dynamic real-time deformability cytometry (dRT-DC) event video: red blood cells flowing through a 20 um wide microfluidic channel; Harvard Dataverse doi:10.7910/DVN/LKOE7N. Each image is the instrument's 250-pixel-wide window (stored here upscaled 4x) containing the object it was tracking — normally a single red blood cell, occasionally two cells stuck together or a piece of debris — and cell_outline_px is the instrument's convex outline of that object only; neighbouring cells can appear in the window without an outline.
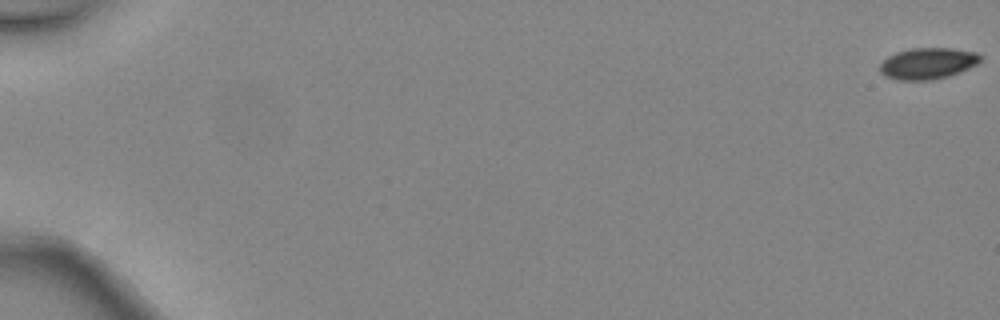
{"species": "common noctule bat (a hibernating species)", "species_latin": "Nyctalus noctula", "temperature_condition": "warm", "stored_images_in_passage": 6, "camera_frame_rate_fps": 3000, "um_per_image_px": 0.085, "animal": {"sex": "female", "body_mass_g": 24.6, "forearm_length_mm": 56.2}, "frame": {"image": 1, "passage_image": 1, "time_ms": 0.0, "image_size_px": [1000, 320], "cell_outline_px": [[984, 56], [976, 64], [960, 72], [948, 76], [932, 80], [896, 80], [884, 76], [880, 72], [880, 64], [888, 56], [896, 52], [912, 48], [952, 48], [976, 52]], "centroid_in_image_um": [78.85, 5.39], "position_along_channel_um": 6.1, "area_um2": 18.44}}
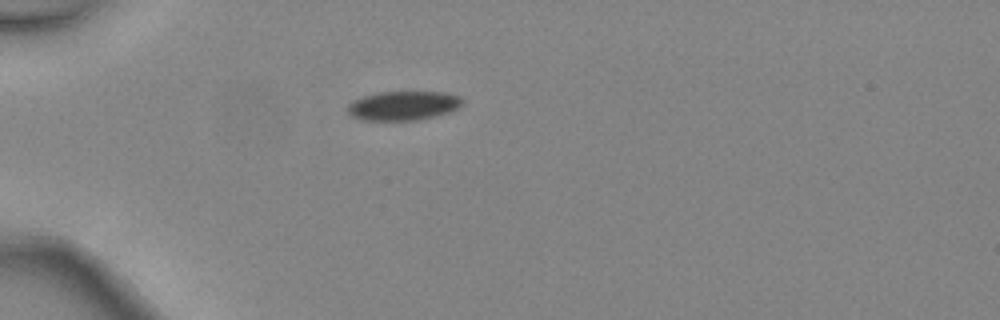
{"frame": {"image": 2, "passage_image": 5, "time_ms": 1.333, "image_size_px": [1000, 320], "cell_outline_px": [[464, 104], [448, 112], [436, 116], [416, 120], [360, 120], [352, 116], [348, 112], [348, 104], [364, 96], [380, 92], [448, 92], [460, 96], [464, 100]], "centroid_in_image_um": [34.32, 8.98], "position_along_channel_um": 50.7, "area_um2": 19.48}}